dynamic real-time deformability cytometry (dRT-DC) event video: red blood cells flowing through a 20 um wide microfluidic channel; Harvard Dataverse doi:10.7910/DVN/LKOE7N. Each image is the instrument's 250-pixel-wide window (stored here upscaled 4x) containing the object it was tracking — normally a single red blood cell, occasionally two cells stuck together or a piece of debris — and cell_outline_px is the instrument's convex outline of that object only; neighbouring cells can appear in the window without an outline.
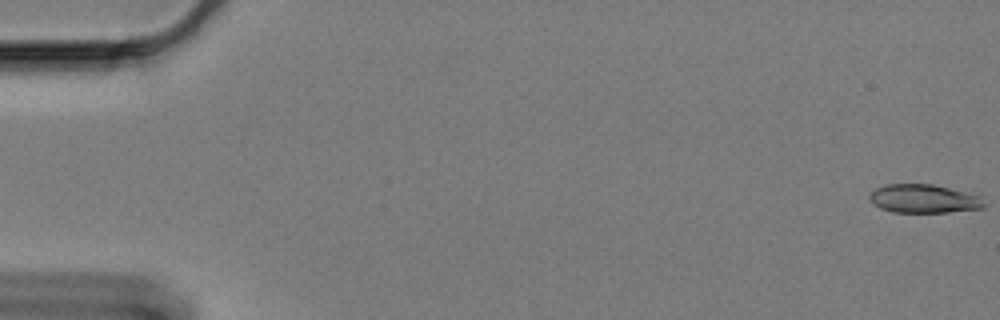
{"species": "Egyptian fruit bat (a non-hibernating species)", "species_latin": "Rousettus aegyptiacus", "temperature_condition": "cold", "stored_images_in_passage": 61, "camera_frame_rate_fps": 3000, "um_per_image_px": 0.085, "animal": {"sex": "female"}, "frame": {"image": 1, "passage_image": 1, "time_ms": 0.0, "image_size_px": [1000, 320], "cell_outline_px": [[984, 204], [980, 208], [948, 212], [896, 212], [880, 208], [872, 204], [868, 196], [876, 188], [888, 184], [932, 184], [980, 196]], "centroid_in_image_um": [78.46, 16.89], "position_along_channel_um": 6.5, "area_um2": 18.73}}
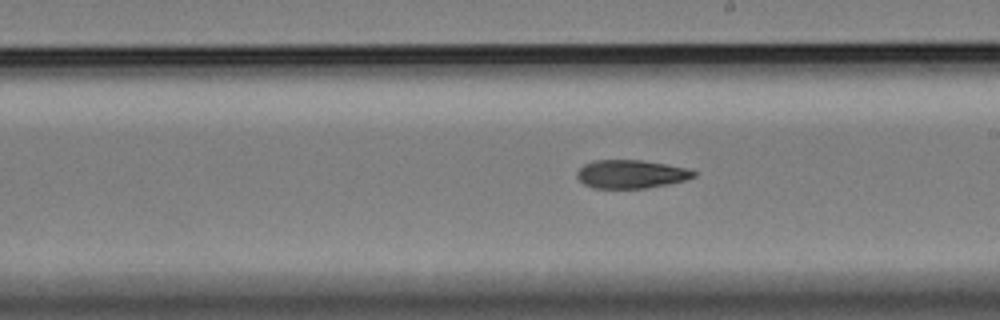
{"frame": {"image": 2, "passage_image": 35, "time_ms": 11.333, "image_size_px": [1000, 320], "cell_outline_px": [[696, 176], [684, 180], [644, 188], [596, 188], [584, 184], [576, 176], [576, 172], [584, 164], [596, 160], [640, 160], [664, 164], [684, 168], [696, 172]], "centroid_in_image_um": [53.58, 14.79], "position_along_channel_um": 235.4, "area_um2": 18.9}}
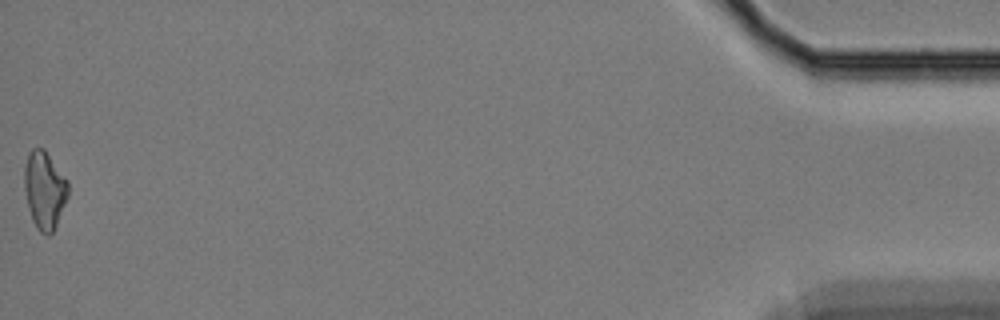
{"frame": {"image": 3, "passage_image": 61, "time_ms": 20.0, "image_size_px": [1000, 320], "cell_outline_px": [[68, 196], [56, 224], [52, 232], [48, 236], [40, 232], [36, 228], [32, 220], [24, 188], [24, 164], [28, 152], [32, 148], [44, 148], [68, 180]], "centroid_in_image_um": [3.77, 16.12], "position_along_channel_um": 431.4, "area_um2": 19.83}, "authors_computed_cell_mechanics": {"area_um2": 19.7098, "velocity_mm_per_s": 3.3339, "shape_relaxation_time_tau1_ms": 4.9758, "shape_relaxation_time_tau2_ms": 5.7265, "deformation_change_tau1": 0.1439, "deformation_change_tau2": 0.1358}}